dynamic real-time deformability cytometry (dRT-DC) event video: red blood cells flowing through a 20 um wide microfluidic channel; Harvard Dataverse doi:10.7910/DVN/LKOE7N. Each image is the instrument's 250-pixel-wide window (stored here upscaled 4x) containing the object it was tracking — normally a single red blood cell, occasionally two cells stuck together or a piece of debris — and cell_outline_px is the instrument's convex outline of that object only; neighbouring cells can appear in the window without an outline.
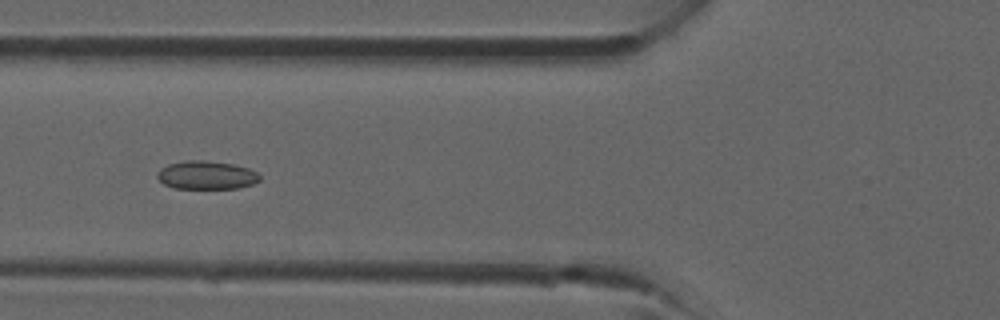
{"species": "common noctule bat (a hibernating species)", "species_latin": "Nyctalus noctula", "temperature_condition": "room temperature", "stored_images_in_passage": 38, "camera_frame_rate_fps": 3000, "um_per_image_px": 0.085, "animal": {"sex": "male", "forearm_length_mm": 52.5}, "frame": {"image": 1, "passage_image": 14, "time_ms": 4.333, "image_size_px": [1000, 320], "cell_outline_px": [[260, 180], [252, 184], [236, 188], [172, 188], [164, 184], [156, 176], [156, 172], [160, 168], [168, 164], [184, 160], [204, 160], [232, 164], [248, 168], [256, 172], [260, 176]], "centroid_in_image_um": [17.5, 14.88], "position_along_channel_um": 108.3, "area_um2": 16.94}}
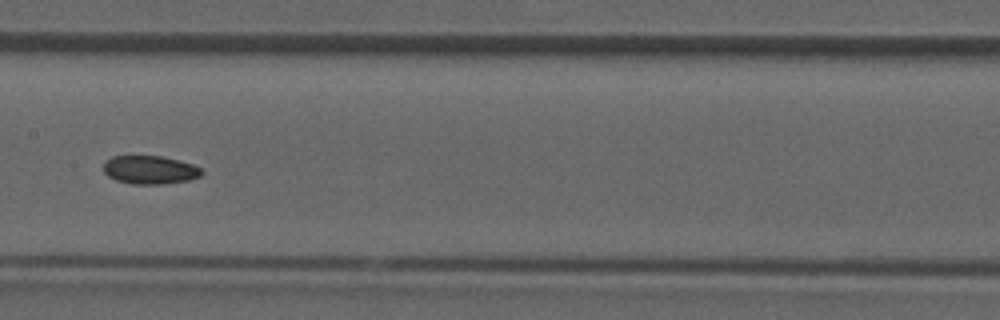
{"frame": {"image": 2, "passage_image": 19, "time_ms": 6.0, "image_size_px": [1000, 320], "cell_outline_px": [[204, 172], [200, 176], [188, 180], [160, 184], [132, 184], [116, 180], [108, 176], [104, 172], [104, 160], [112, 156], [160, 156], [192, 164], [200, 168]], "centroid_in_image_um": [12.71, 14.44], "position_along_channel_um": 194.7, "area_um2": 16.13}}
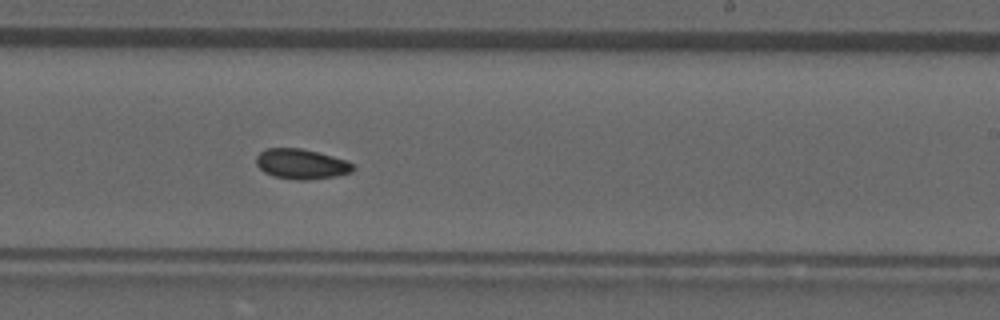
{"frame": {"image": 3, "passage_image": 23, "time_ms": 7.333, "image_size_px": [1000, 320], "cell_outline_px": [[356, 168], [352, 172], [336, 176], [308, 180], [296, 180], [272, 176], [264, 172], [256, 164], [256, 156], [264, 148], [300, 148], [348, 160]], "centroid_in_image_um": [25.61, 13.94], "position_along_channel_um": 263.4, "area_um2": 17.11}}